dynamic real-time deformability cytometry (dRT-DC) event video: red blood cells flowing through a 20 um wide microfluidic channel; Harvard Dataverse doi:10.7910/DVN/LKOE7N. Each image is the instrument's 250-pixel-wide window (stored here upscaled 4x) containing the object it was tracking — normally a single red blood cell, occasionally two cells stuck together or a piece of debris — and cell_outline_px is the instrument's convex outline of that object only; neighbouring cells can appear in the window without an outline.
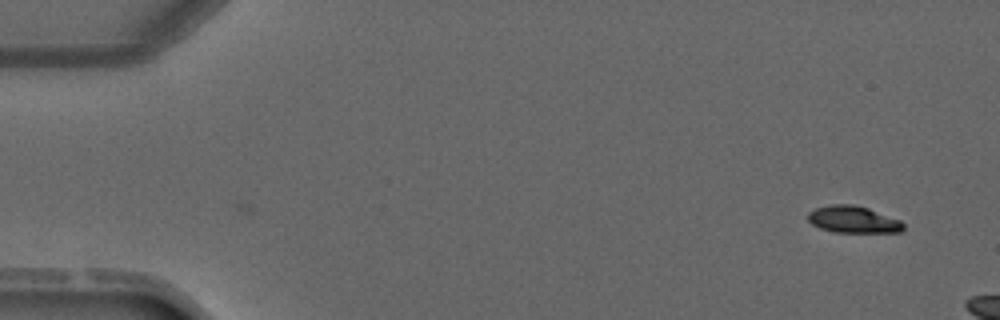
{"species": "common noctule bat (a hibernating species)", "species_latin": "Nyctalus noctula", "temperature_condition": "warm", "stored_images_in_passage": 2, "camera_frame_rate_fps": 3000, "um_per_image_px": 0.085, "animal": {"sex": "male", "forearm_length_mm": 52.5}, "frame": {"image": 1, "passage_image": 2, "time_ms": 1.333, "image_size_px": [1000, 320], "cell_outline_px": [[904, 228], [900, 232], [832, 232], [820, 228], [812, 224], [808, 220], [808, 212], [816, 208], [832, 204], [852, 204], [868, 208], [900, 220], [904, 224]], "centroid_in_image_um": [72.51, 18.66], "position_along_channel_um": 12.5, "area_um2": 14.91}}